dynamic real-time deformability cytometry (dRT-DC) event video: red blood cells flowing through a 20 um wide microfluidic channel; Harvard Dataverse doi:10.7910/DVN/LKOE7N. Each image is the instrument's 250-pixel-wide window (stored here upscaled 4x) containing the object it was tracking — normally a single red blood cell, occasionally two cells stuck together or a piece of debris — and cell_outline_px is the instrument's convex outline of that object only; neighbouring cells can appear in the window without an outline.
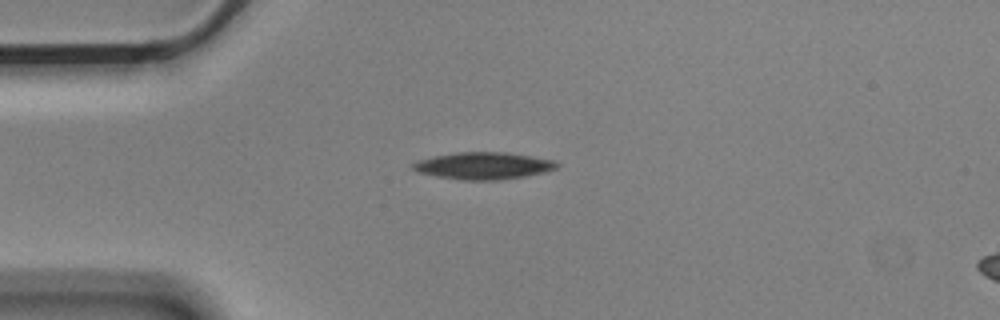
{"species": "Egyptian fruit bat (a non-hibernating species)", "species_latin": "Rousettus aegyptiacus", "temperature_condition": "cold", "stored_images_in_passage": 10, "camera_frame_rate_fps": 3000, "um_per_image_px": 0.085, "animal": {"sex": "male"}, "frame": {"image": 1, "passage_image": 3, "time_ms": 0.667, "image_size_px": [1000, 320], "cell_outline_px": [[560, 164], [556, 168], [544, 172], [524, 176], [500, 180], [460, 180], [436, 176], [416, 172], [412, 168], [412, 164], [420, 160], [436, 156], [456, 152], [504, 152], [532, 156], [556, 160]], "centroid_in_image_um": [41.11, 14.09], "position_along_channel_um": 43.9, "area_um2": 22.66}}
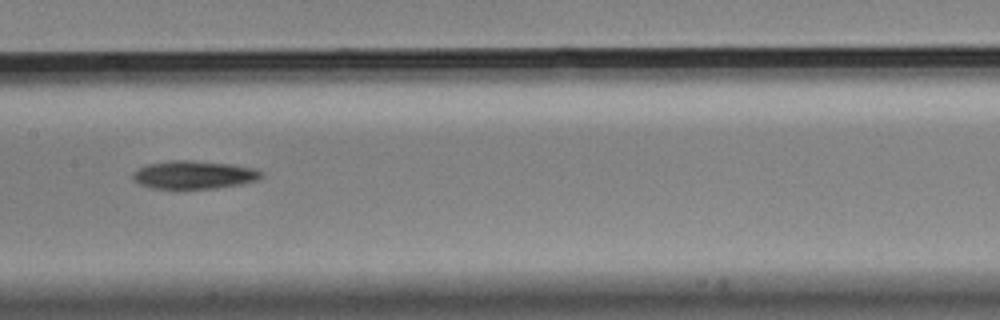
{"frame": {"image": 2, "passage_image": 7, "time_ms": 2.0, "image_size_px": [1000, 320], "cell_outline_px": [[264, 176], [256, 180], [240, 184], [216, 188], [152, 188], [140, 184], [132, 180], [132, 172], [148, 164], [168, 160], [192, 160], [232, 164], [256, 168], [264, 172]], "centroid_in_image_um": [16.5, 14.84], "position_along_channel_um": 190.9, "area_um2": 21.15}}
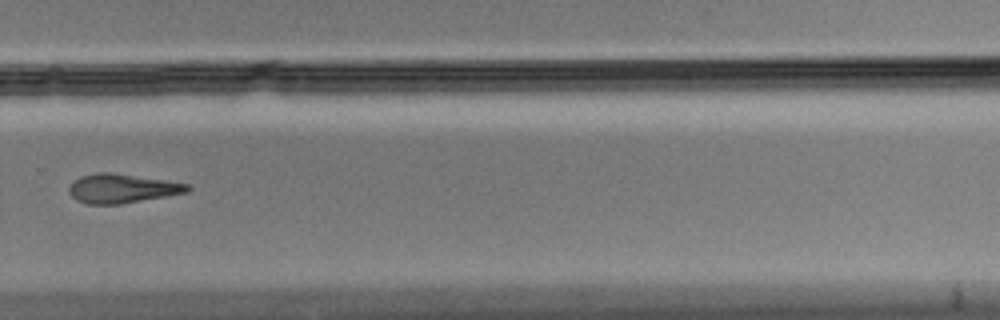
{"frame": {"image": 3, "passage_image": 10, "time_ms": 3.0, "image_size_px": [1000, 320], "cell_outline_px": [[192, 188], [188, 192], [120, 204], [88, 204], [76, 200], [68, 192], [68, 188], [72, 180], [80, 176], [100, 172], [108, 172], [164, 180], [188, 184]], "centroid_in_image_um": [10.32, 16.02], "position_along_channel_um": 319.5, "area_um2": 19.94}}